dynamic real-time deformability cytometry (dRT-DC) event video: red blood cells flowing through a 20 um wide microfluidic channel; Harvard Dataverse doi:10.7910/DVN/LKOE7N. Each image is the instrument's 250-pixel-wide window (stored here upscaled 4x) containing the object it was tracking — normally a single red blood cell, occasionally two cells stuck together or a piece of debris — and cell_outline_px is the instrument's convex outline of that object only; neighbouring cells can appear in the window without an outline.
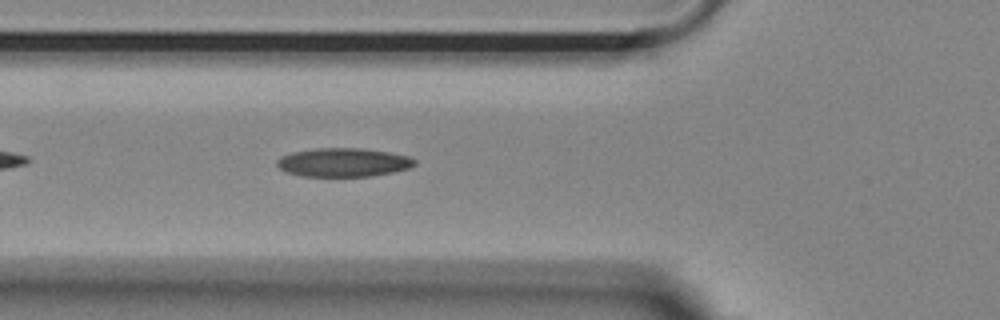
{"species": "Egyptian fruit bat (a non-hibernating species)", "species_latin": "Rousettus aegyptiacus", "temperature_condition": "room temperature", "stored_images_in_passage": 36, "camera_frame_rate_fps": 3000, "um_per_image_px": 0.085, "animal": {"sex": "female"}, "frame": {"image": 1, "passage_image": 6, "time_ms": 1.667, "image_size_px": [1000, 320], "cell_outline_px": [[416, 164], [412, 168], [372, 176], [304, 176], [284, 172], [276, 164], [276, 160], [280, 156], [292, 152], [316, 148], [364, 148], [388, 152], [408, 156], [416, 160]], "centroid_in_image_um": [29.18, 13.8], "position_along_channel_um": 96.6, "area_um2": 23.18}}
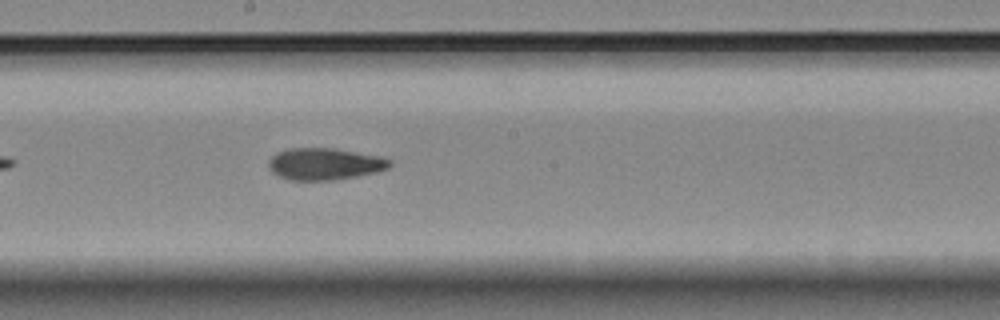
{"frame": {"image": 2, "passage_image": 16, "time_ms": 5.0, "image_size_px": [1000, 320], "cell_outline_px": [[392, 164], [388, 168], [376, 172], [356, 176], [332, 180], [292, 180], [280, 176], [272, 172], [268, 168], [268, 160], [276, 152], [288, 148], [332, 148], [384, 156], [392, 160]], "centroid_in_image_um": [27.61, 13.92], "position_along_channel_um": 220.6, "area_um2": 22.66}}
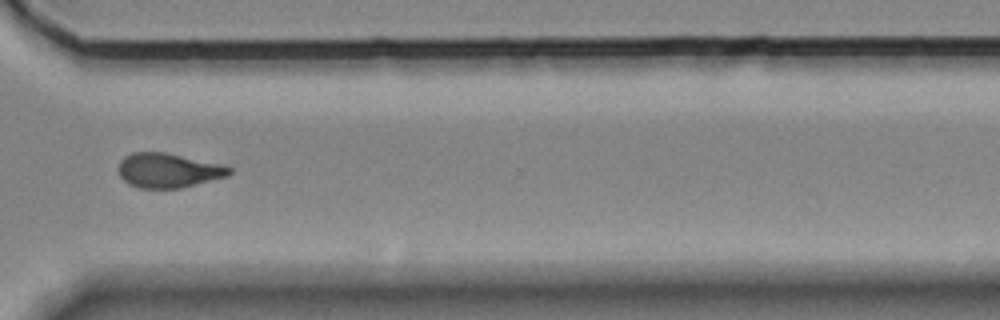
{"frame": {"image": 3, "passage_image": 27, "time_ms": 8.667, "image_size_px": [1000, 320], "cell_outline_px": [[232, 172], [228, 176], [180, 188], [140, 188], [128, 184], [120, 176], [120, 160], [124, 156], [132, 152], [164, 152], [224, 164], [232, 168]], "centroid_in_image_um": [14.33, 14.48], "position_along_channel_um": 356.3, "area_um2": 22.31}, "authors_computed_cell_mechanics": {"area_um2": 22.5709, "velocity_mm_per_s": 3.7032, "shape_relaxation_time_tau1_ms": null, "shape_relaxation_time_tau2_ms": 4.6543, "deformation_change_tau1": null, "deformation_change_tau2": 0.1328}}